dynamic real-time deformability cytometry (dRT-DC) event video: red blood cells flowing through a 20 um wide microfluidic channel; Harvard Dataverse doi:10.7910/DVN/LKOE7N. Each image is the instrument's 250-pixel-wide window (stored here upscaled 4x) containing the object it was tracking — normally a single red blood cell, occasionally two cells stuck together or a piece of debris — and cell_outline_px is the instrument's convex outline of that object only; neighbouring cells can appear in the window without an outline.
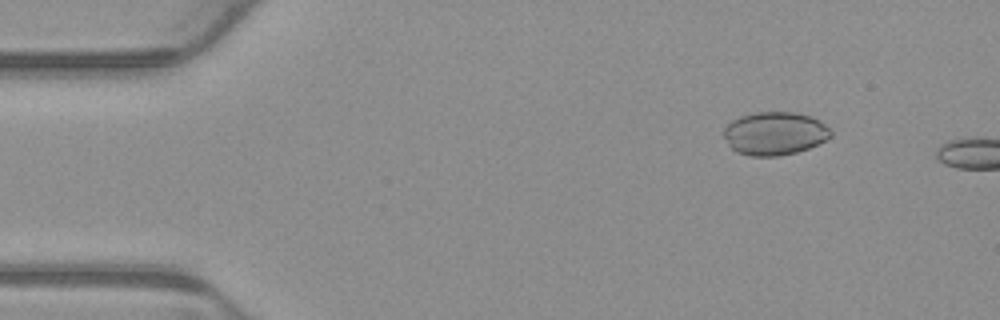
{"species": "common noctule bat (a hibernating species)", "species_latin": "Nyctalus noctula", "temperature_condition": "warm", "stored_images_in_passage": 3, "camera_frame_rate_fps": 3000, "um_per_image_px": 0.085, "animal": {"sex": "male", "body_mass_g": 23.1, "forearm_length_mm": 52.7}, "frame": {"image": 1, "passage_image": 2, "time_ms": 0.333, "image_size_px": [1000, 320], "cell_outline_px": [[832, 136], [808, 148], [796, 152], [780, 156], [748, 156], [736, 152], [732, 148], [724, 136], [724, 128], [732, 120], [740, 116], [756, 112], [792, 112], [812, 116], [820, 120], [832, 132]], "centroid_in_image_um": [65.85, 11.34], "position_along_channel_um": 19.2, "area_um2": 26.88}}